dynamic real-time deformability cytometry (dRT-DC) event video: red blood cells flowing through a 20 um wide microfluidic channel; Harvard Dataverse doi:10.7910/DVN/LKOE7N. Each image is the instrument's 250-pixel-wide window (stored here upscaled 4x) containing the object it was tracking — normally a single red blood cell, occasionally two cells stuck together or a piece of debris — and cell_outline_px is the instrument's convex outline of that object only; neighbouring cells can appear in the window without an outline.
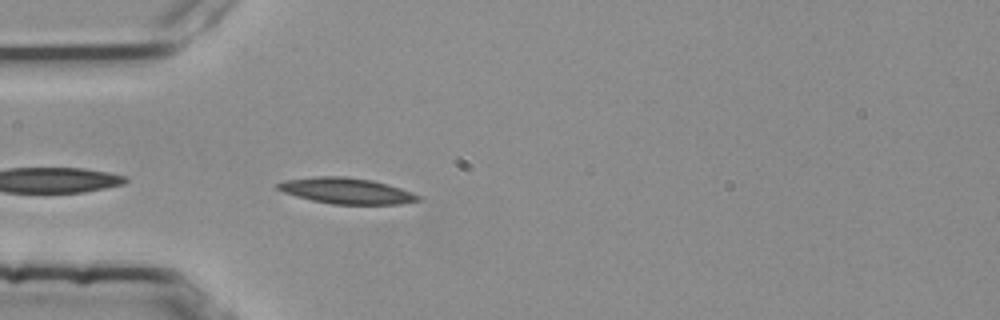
{"species": "common noctule bat (a hibernating species)", "species_latin": "Nyctalus noctula", "temperature_condition": "room temperature", "stored_images_in_passage": 3, "camera_frame_rate_fps": 3000, "um_per_image_px": 0.085, "animal": {"sex": "female", "body_mass_g": 25.1}, "frame": {"image": 1, "passage_image": 3, "time_ms": 0.667, "image_size_px": [1000, 320], "cell_outline_px": [[420, 200], [400, 204], [332, 204], [312, 200], [296, 196], [284, 192], [276, 188], [276, 184], [288, 180], [316, 176], [344, 176], [372, 180], [388, 184], [412, 192], [420, 196]], "centroid_in_image_um": [29.46, 16.22], "position_along_channel_um": 55.5, "area_um2": 21.04}}